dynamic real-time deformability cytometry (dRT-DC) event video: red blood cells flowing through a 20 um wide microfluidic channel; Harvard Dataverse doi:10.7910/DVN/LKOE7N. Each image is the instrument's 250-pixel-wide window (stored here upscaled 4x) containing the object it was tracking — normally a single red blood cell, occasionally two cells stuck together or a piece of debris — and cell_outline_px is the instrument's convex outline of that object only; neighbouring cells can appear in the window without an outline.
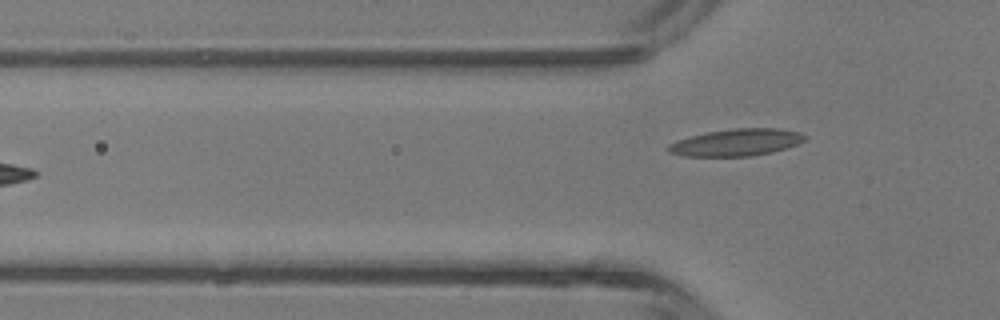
{"species": "common noctule bat (a hibernating species)", "species_latin": "Nyctalus noctula", "temperature_condition": "room temperature", "stored_images_in_passage": 5, "camera_frame_rate_fps": 3000, "um_per_image_px": 0.085, "animal": {"sex": "male", "body_mass_g": 13.3}, "frame": {"image": 1, "passage_image": 5, "time_ms": 4.667, "image_size_px": [1000, 320], "cell_outline_px": [[808, 136], [804, 140], [796, 144], [772, 152], [752, 156], [684, 156], [668, 152], [668, 144], [676, 140], [708, 132], [732, 128], [780, 128], [800, 132]], "centroid_in_image_um": [62.6, 12.1], "position_along_channel_um": 63.2, "area_um2": 21.44}}